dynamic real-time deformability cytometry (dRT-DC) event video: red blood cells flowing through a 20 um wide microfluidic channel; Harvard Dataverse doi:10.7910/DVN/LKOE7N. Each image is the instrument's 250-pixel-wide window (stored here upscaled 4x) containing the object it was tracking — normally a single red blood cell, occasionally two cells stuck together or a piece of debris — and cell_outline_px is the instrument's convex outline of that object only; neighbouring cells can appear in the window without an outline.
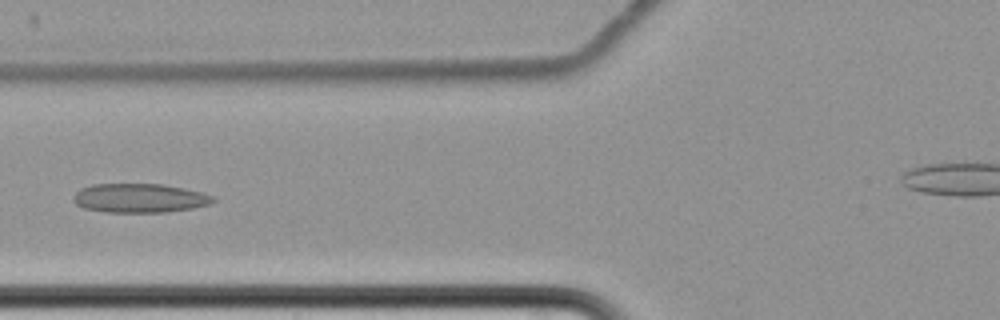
{"species": "common noctule bat (a hibernating species)", "species_latin": "Nyctalus noctula", "temperature_condition": "cold", "stored_images_in_passage": 11, "camera_frame_rate_fps": 3000, "um_per_image_px": 0.085, "animal": {"sex": "female", "body_mass_g": 22.7, "forearm_length_mm": 54.2}, "frame": {"image": 1, "passage_image": 8, "time_ms": 10.0, "image_size_px": [1000, 320], "cell_outline_px": [[216, 200], [208, 204], [192, 208], [168, 212], [108, 212], [84, 208], [76, 204], [72, 200], [72, 196], [80, 188], [92, 184], [164, 184], [184, 188], [200, 192], [212, 196]], "centroid_in_image_um": [11.82, 16.83], "position_along_channel_um": 114.0, "area_um2": 23.64}}
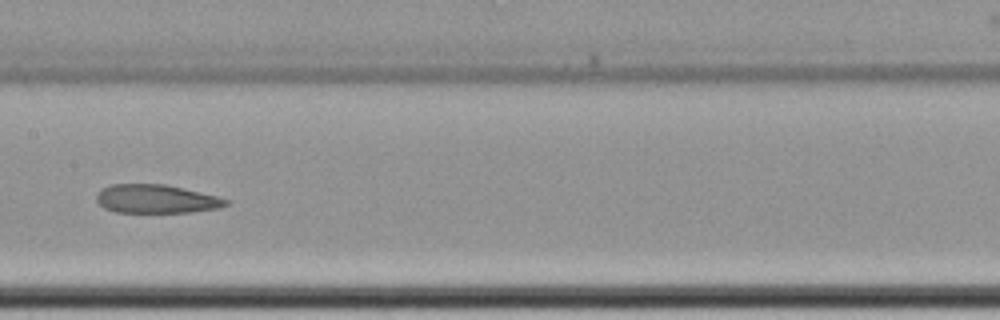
{"frame": {"image": 2, "passage_image": 10, "time_ms": 12.333, "image_size_px": [1000, 320], "cell_outline_px": [[228, 204], [220, 208], [192, 212], [116, 212], [104, 208], [96, 200], [96, 192], [100, 188], [112, 184], [164, 184], [216, 196], [228, 200]], "centroid_in_image_um": [13.23, 16.91], "position_along_channel_um": 194.2, "area_um2": 21.5}}
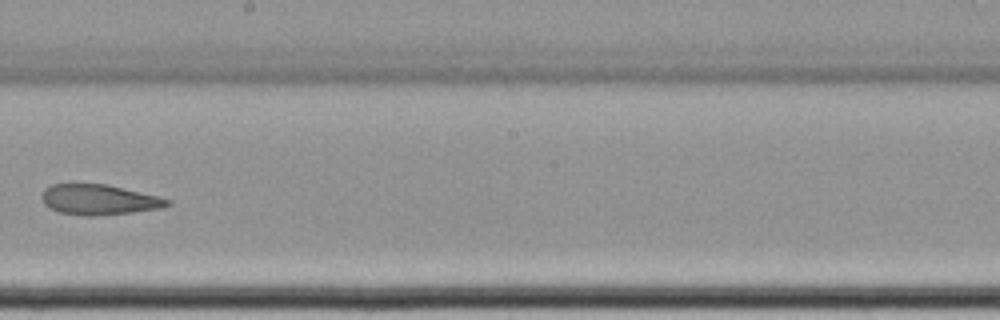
{"frame": {"image": 3, "passage_image": 11, "time_ms": 13.667, "image_size_px": [1000, 320], "cell_outline_px": [[172, 204], [164, 208], [132, 212], [92, 216], [88, 216], [60, 212], [44, 204], [40, 196], [44, 188], [52, 184], [108, 184], [172, 200]], "centroid_in_image_um": [8.43, 16.96], "position_along_channel_um": 239.8, "area_um2": 22.14}}